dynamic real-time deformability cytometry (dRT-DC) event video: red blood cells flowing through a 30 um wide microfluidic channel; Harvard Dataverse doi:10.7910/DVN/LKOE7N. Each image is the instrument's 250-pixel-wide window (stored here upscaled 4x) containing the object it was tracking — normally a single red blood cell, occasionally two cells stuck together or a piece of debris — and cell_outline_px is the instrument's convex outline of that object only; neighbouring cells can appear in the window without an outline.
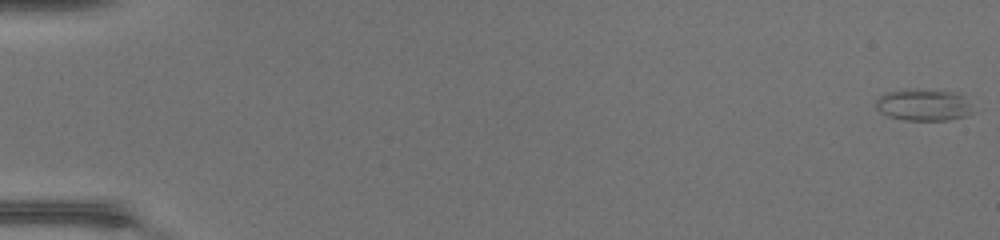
{"species": "common noctule bat (a hibernating species)", "species_latin": "Nyctalus noctula", "temperature_condition": "warm", "stored_images_in_passage": 49, "camera_frame_rate_fps": 3000, "um_per_image_px": 0.085, "animal": {"sex": "female", "body_mass_g": 17.0, "forearm_length_mm": 48.0}, "frame": {"image": 1, "passage_image": 1, "time_ms": 0.0, "image_size_px": [1000, 240], "cell_outline_px": [[976, 112], [968, 116], [948, 120], [904, 120], [888, 116], [880, 112], [876, 108], [876, 100], [884, 92], [908, 88], [916, 88], [960, 92], [968, 96]], "centroid_in_image_um": [78.6, 8.89], "position_along_channel_um": 6.4, "area_um2": 18.9}}
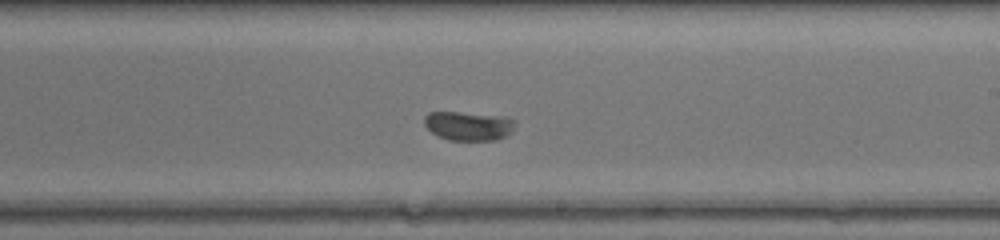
{"frame": {"image": 2, "passage_image": 30, "time_ms": 9.667, "image_size_px": [1000, 240], "cell_outline_px": [[516, 124], [512, 132], [496, 140], [448, 140], [432, 132], [424, 124], [424, 116], [428, 112], [460, 112], [504, 116], [516, 120]], "centroid_in_image_um": [39.85, 10.69], "position_along_channel_um": 249.2, "area_um2": 15.43}}
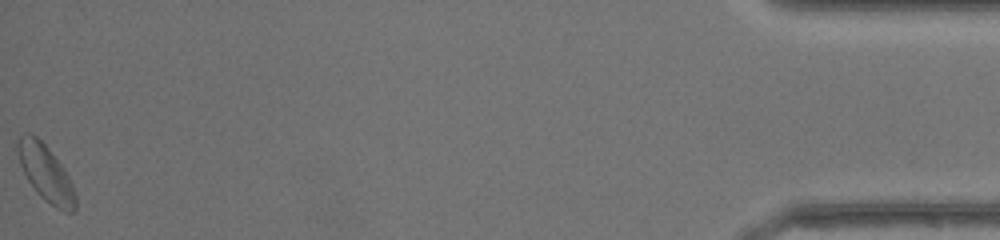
{"frame": {"image": 3, "passage_image": 49, "time_ms": 16.0, "image_size_px": [1000, 240], "cell_outline_px": [[76, 212], [64, 212], [56, 208], [40, 196], [36, 192], [28, 180], [20, 164], [16, 148], [16, 144], [20, 136], [24, 132], [28, 132], [36, 136], [48, 148], [64, 168], [72, 184], [76, 196]], "centroid_in_image_um": [3.89, 14.72], "position_along_channel_um": 431.3, "area_um2": 18.96}, "authors_computed_cell_mechanics": {"area_um2": 16.3574, "velocity_mm_per_s": 4.3757, "shape_relaxation_time_tau1_ms": 1.0132, "shape_relaxation_time_tau2_ms": null, "deformation_change_tau1": 0.0886, "deformation_change_tau2": null}}